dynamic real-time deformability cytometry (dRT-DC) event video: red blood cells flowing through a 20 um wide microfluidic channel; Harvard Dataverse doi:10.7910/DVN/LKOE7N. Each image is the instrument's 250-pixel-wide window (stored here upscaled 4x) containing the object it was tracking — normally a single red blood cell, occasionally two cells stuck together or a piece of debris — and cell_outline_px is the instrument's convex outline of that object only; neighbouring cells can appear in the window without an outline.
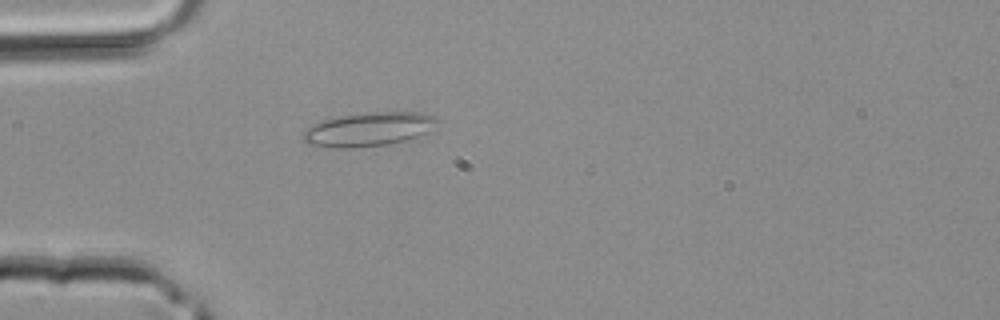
{"species": "common noctule bat (a hibernating species)", "species_latin": "Nyctalus noctula", "temperature_condition": "room temperature", "stored_images_in_passage": 31, "camera_frame_rate_fps": 3000, "um_per_image_px": 0.085, "animal": {"sex": "male", "body_mass_g": 20.4}, "frame": {"image": 1, "passage_image": 2, "time_ms": 0.333, "image_size_px": [1000, 320], "cell_outline_px": [[436, 120], [424, 132], [416, 136], [404, 140], [388, 144], [344, 148], [332, 148], [308, 144], [304, 140], [304, 132], [308, 128], [324, 120], [340, 116], [372, 112], [420, 112], [436, 116]], "centroid_in_image_um": [31.28, 10.99], "position_along_channel_um": 53.7, "area_um2": 25.61}}
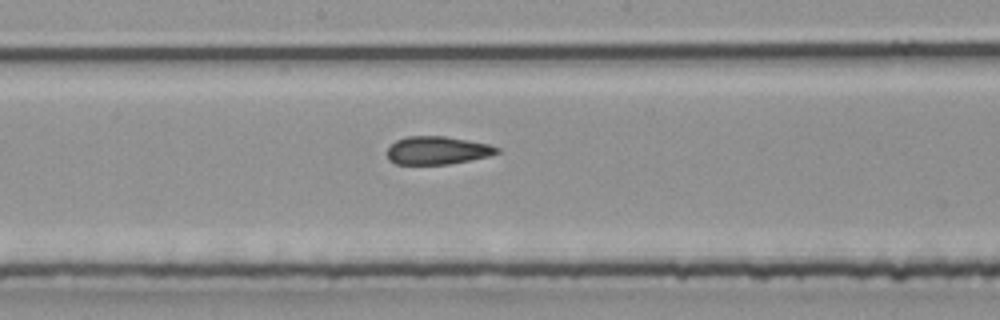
{"frame": {"image": 2, "passage_image": 12, "time_ms": 3.667, "image_size_px": [1000, 320], "cell_outline_px": [[500, 152], [488, 156], [472, 160], [448, 164], [396, 164], [388, 160], [388, 148], [396, 140], [408, 136], [444, 136], [468, 140], [488, 144], [500, 148]], "centroid_in_image_um": [37.18, 12.78], "position_along_channel_um": 211.0, "area_um2": 17.92}}
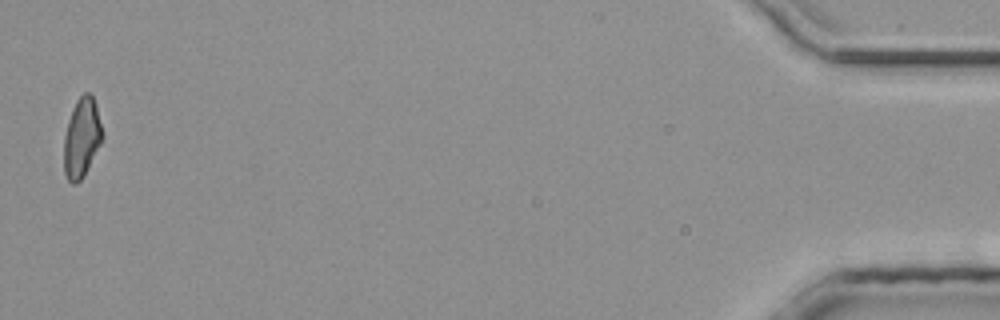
{"frame": {"image": 3, "passage_image": 31, "time_ms": 10.0, "image_size_px": [1000, 320], "cell_outline_px": [[104, 136], [84, 176], [76, 184], [72, 184], [68, 180], [64, 172], [64, 136], [68, 120], [72, 108], [76, 100], [84, 92], [88, 92], [92, 96], [96, 104]], "centroid_in_image_um": [6.94, 11.7], "position_along_channel_um": 428.3, "area_um2": 17.86}}